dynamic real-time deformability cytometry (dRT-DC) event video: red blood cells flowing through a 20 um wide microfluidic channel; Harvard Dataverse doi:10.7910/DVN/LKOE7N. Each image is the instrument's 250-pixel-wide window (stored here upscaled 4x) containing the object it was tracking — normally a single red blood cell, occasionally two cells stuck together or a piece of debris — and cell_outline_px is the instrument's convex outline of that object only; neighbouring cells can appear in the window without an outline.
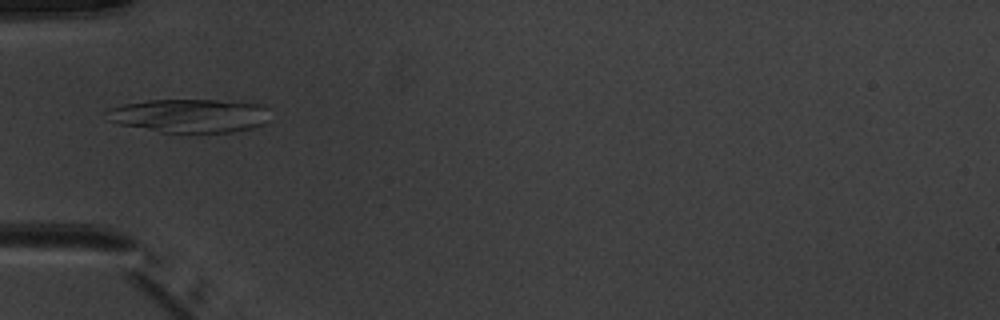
{"species": "common noctule bat (a hibernating species)", "species_latin": "Nyctalus noctula", "temperature_condition": "warm", "stored_images_in_passage": 6, "camera_frame_rate_fps": 3000, "um_per_image_px": 0.085, "animal": {"sex": "male", "body_mass_g": 20.1, "forearm_length_mm": 53.5}, "frame": {"image": 1, "passage_image": 5, "time_ms": 5.0, "image_size_px": [1000, 320], "cell_outline_px": [[268, 108], [264, 124], [252, 128], [232, 132], [180, 136], [120, 124], [108, 120], [104, 112], [108, 108], [124, 104], [148, 100], [216, 100], [260, 104]], "centroid_in_image_um": [16.07, 9.88], "position_along_channel_um": 68.9, "area_um2": 32.89}}